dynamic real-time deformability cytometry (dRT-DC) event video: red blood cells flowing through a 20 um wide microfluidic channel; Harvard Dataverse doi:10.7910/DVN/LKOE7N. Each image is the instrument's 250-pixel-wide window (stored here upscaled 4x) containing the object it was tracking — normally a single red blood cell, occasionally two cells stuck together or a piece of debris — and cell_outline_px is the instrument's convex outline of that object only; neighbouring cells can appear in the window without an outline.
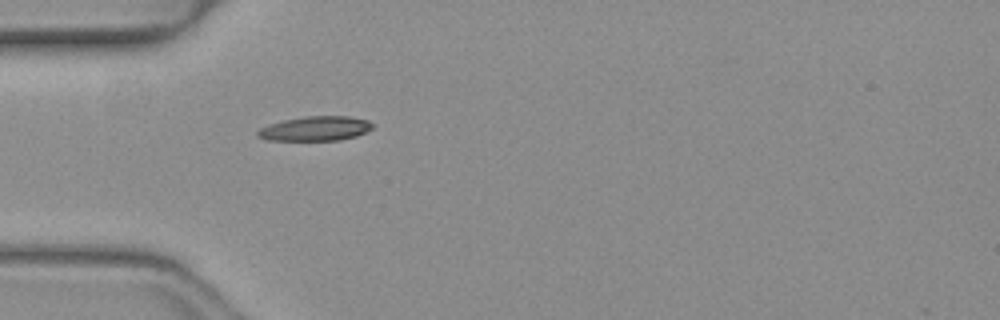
{"species": "common noctule bat (a hibernating species)", "species_latin": "Nyctalus noctula", "temperature_condition": "warm", "stored_images_in_passage": 36, "camera_frame_rate_fps": 3000, "um_per_image_px": 0.085, "animal": {"sex": "female", "body_mass_g": 19.3, "forearm_length_mm": 54.1}, "frame": {"image": 1, "passage_image": 1, "time_ms": 0.0, "image_size_px": [1000, 320], "cell_outline_px": [[372, 128], [356, 136], [340, 140], [268, 140], [256, 136], [256, 132], [260, 128], [268, 124], [284, 120], [308, 116], [348, 116], [368, 120], [372, 124]], "centroid_in_image_um": [26.78, 10.93], "position_along_channel_um": 58.2, "area_um2": 16.3}}
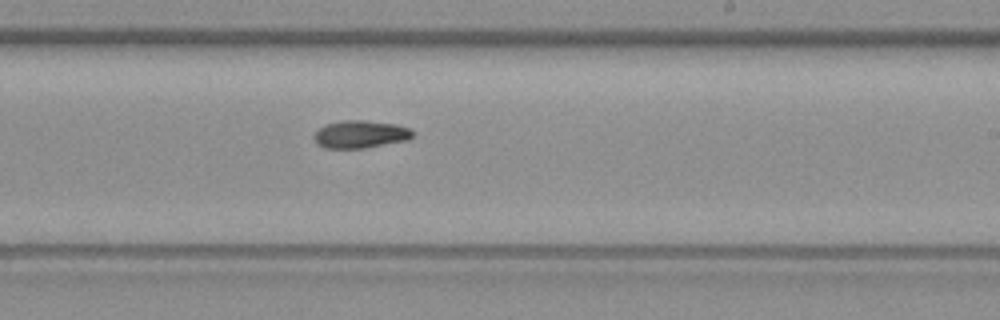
{"frame": {"image": 2, "passage_image": 16, "time_ms": 5.0, "image_size_px": [1000, 320], "cell_outline_px": [[412, 136], [408, 140], [364, 148], [324, 148], [316, 144], [312, 136], [324, 124], [344, 120], [364, 120], [396, 124], [408, 128], [412, 132]], "centroid_in_image_um": [30.58, 11.41], "position_along_channel_um": 258.4, "area_um2": 15.9}}
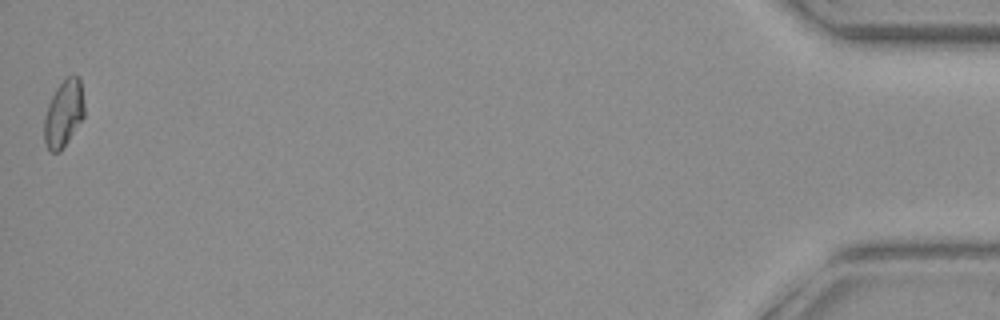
{"frame": {"image": 3, "passage_image": 36, "time_ms": 11.667, "image_size_px": [1000, 320], "cell_outline_px": [[84, 116], [60, 152], [52, 152], [48, 148], [44, 140], [44, 116], [48, 104], [56, 88], [68, 76], [76, 76], [80, 80], [84, 104]], "centroid_in_image_um": [5.4, 9.66], "position_along_channel_um": 429.8, "area_um2": 15.37}}